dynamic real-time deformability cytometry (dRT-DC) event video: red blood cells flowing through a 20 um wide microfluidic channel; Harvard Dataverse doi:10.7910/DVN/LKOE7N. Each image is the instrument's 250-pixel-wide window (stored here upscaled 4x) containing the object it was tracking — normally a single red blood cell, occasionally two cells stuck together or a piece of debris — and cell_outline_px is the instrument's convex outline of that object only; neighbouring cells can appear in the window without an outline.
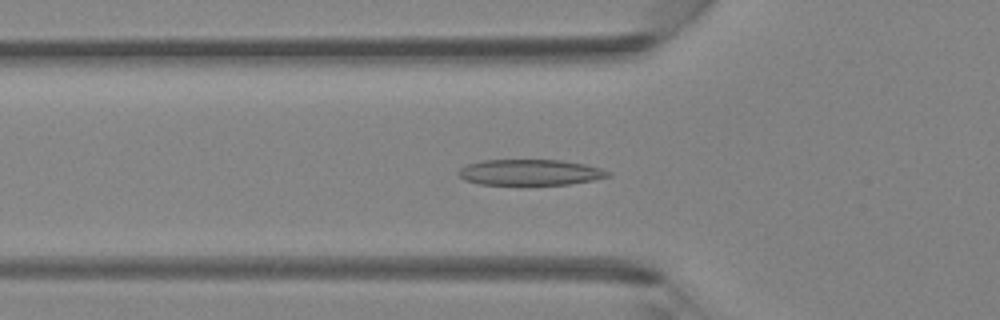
{"species": "Egyptian fruit bat (a non-hibernating species)", "species_latin": "Rousettus aegyptiacus", "temperature_condition": "room temperature", "stored_images_in_passage": 32, "camera_frame_rate_fps": 3000, "um_per_image_px": 0.085, "animal": {"sex": "female"}, "frame": {"image": 1, "passage_image": 2, "time_ms": 0.333, "image_size_px": [1000, 320], "cell_outline_px": [[612, 176], [592, 180], [568, 184], [480, 184], [464, 180], [456, 172], [464, 164], [480, 160], [560, 160], [584, 164], [600, 168], [612, 172]], "centroid_in_image_um": [45.03, 14.64], "position_along_channel_um": 80.8, "area_um2": 22.54}}
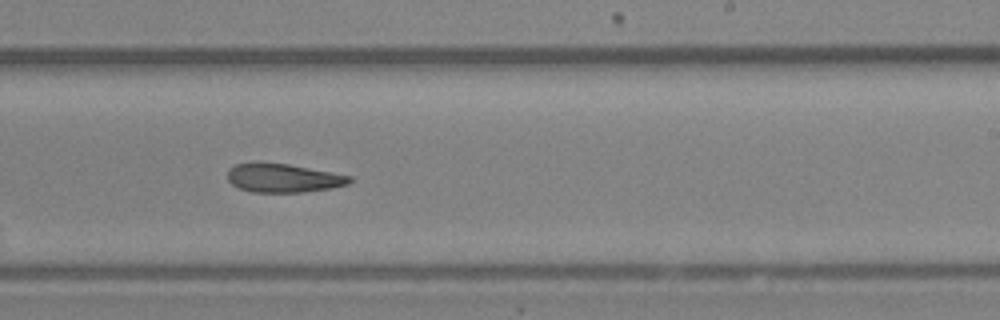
{"frame": {"image": 2, "passage_image": 14, "time_ms": 4.333, "image_size_px": [1000, 320], "cell_outline_px": [[352, 180], [348, 184], [332, 188], [304, 192], [252, 192], [240, 188], [232, 184], [228, 180], [228, 168], [236, 164], [288, 164], [352, 176]], "centroid_in_image_um": [24.11, 15.15], "position_along_channel_um": 264.9, "area_um2": 20.0}}
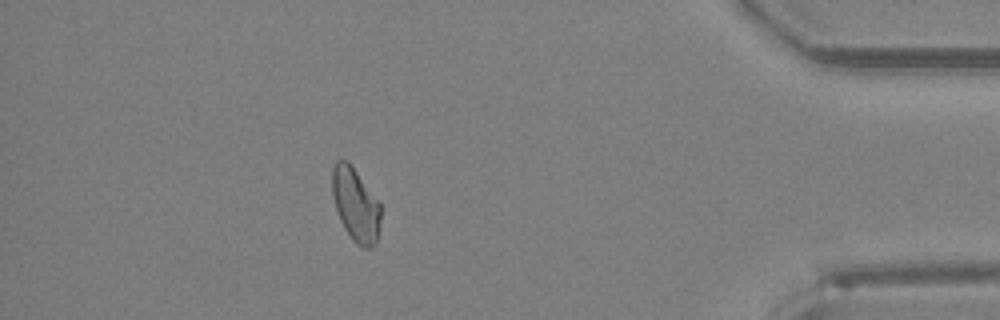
{"frame": {"image": 3, "passage_image": 26, "time_ms": 8.333, "image_size_px": [1000, 320], "cell_outline_px": [[380, 220], [376, 244], [372, 248], [360, 248], [352, 240], [344, 228], [340, 220], [336, 208], [332, 192], [332, 168], [336, 160], [348, 160], [380, 200]], "centroid_in_image_um": [30.24, 17.39], "position_along_channel_um": 405.0, "area_um2": 21.15}}